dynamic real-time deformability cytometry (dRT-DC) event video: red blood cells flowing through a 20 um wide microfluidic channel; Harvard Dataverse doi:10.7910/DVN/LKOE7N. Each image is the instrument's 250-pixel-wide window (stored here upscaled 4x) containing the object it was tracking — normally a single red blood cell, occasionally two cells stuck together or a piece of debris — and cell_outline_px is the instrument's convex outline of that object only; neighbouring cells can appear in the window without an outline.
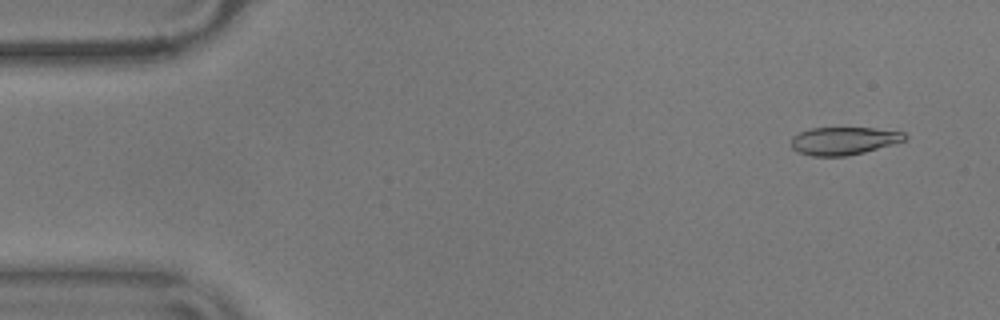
{"species": "common noctule bat (a hibernating species)", "species_latin": "Nyctalus noctula", "temperature_condition": "warm", "stored_images_in_passage": 40, "camera_frame_rate_fps": 3000, "um_per_image_px": 0.085, "animal": {"sex": "male", "body_mass_g": 17.9}, "frame": {"image": 1, "passage_image": 4, "time_ms": 1.0, "image_size_px": [1000, 320], "cell_outline_px": [[908, 136], [904, 140], [892, 144], [864, 152], [848, 156], [812, 156], [800, 152], [792, 148], [792, 136], [800, 132], [812, 128], [872, 128], [904, 132]], "centroid_in_image_um": [71.71, 11.97], "position_along_channel_um": 13.3, "area_um2": 18.21}}
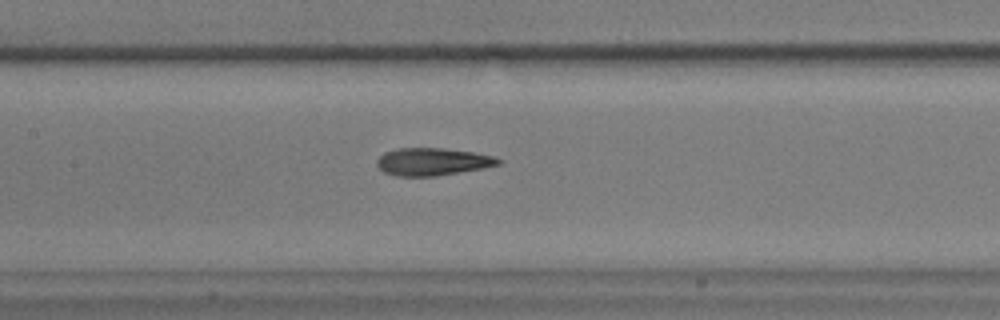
{"frame": {"image": 2, "passage_image": 26, "time_ms": 8.333, "image_size_px": [1000, 320], "cell_outline_px": [[504, 160], [500, 164], [484, 168], [436, 176], [396, 176], [384, 172], [376, 164], [376, 160], [384, 152], [396, 148], [444, 148], [472, 152], [496, 156]], "centroid_in_image_um": [36.79, 13.74], "position_along_channel_um": 170.6, "area_um2": 19.65}}
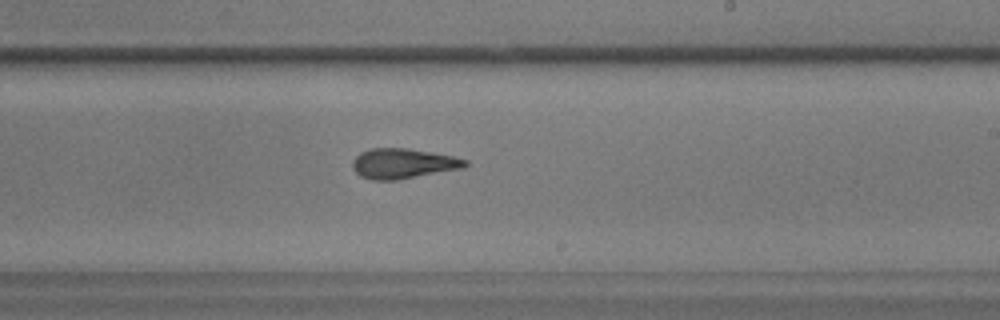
{"frame": {"image": 3, "passage_image": 33, "time_ms": 10.667, "image_size_px": [1000, 320], "cell_outline_px": [[468, 164], [464, 168], [396, 180], [372, 180], [360, 176], [352, 168], [352, 160], [360, 152], [372, 148], [408, 148], [452, 156], [468, 160]], "centroid_in_image_um": [34.24, 13.9], "position_along_channel_um": 254.8, "area_um2": 19.77}}